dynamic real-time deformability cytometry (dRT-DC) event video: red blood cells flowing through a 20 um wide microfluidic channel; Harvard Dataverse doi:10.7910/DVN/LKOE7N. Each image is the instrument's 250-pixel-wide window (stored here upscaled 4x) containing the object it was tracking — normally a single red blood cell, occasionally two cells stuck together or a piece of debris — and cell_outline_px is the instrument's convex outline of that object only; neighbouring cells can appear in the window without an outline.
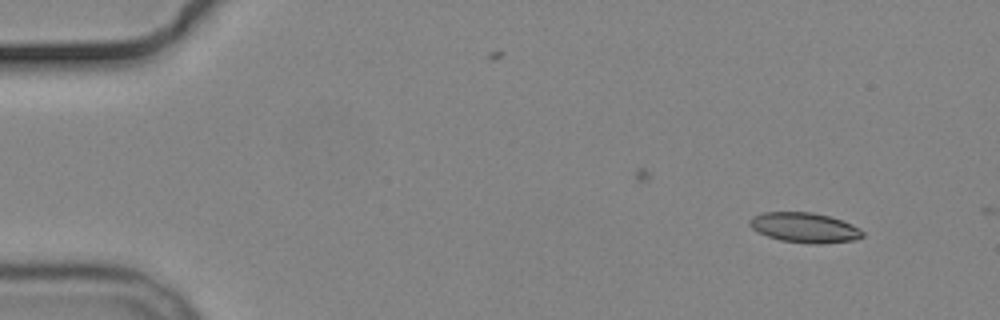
{"species": "common noctule bat (a hibernating species)", "species_latin": "Nyctalus noctula", "temperature_condition": "cold", "stored_images_in_passage": 2, "camera_frame_rate_fps": 3000, "um_per_image_px": 0.085, "animal": {"sex": "male", "body_mass_g": 19.2, "forearm_length_mm": 51.8}, "frame": {"image": 1, "passage_image": 1, "time_ms": 0.0, "image_size_px": [1000, 320], "cell_outline_px": [[864, 236], [856, 240], [820, 244], [812, 244], [780, 240], [756, 232], [748, 224], [748, 220], [752, 216], [764, 212], [812, 212], [828, 216], [852, 224], [860, 228], [864, 232]], "centroid_in_image_um": [68.38, 19.35], "position_along_channel_um": 16.6, "area_um2": 19.88}}